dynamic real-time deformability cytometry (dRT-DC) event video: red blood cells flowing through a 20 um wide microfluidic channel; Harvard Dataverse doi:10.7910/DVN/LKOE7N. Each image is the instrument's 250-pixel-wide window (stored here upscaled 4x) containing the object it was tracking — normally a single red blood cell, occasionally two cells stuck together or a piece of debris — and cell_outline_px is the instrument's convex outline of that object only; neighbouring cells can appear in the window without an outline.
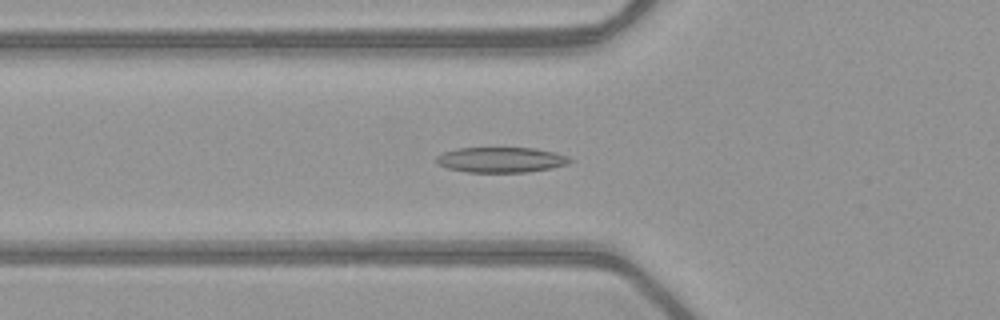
{"species": "common noctule bat (a hibernating species)", "species_latin": "Nyctalus noctula", "temperature_condition": "warm", "stored_images_in_passage": 51, "camera_frame_rate_fps": 3000, "um_per_image_px": 0.085, "animal": {"sex": "female", "body_mass_g": 21.9}, "frame": {"image": 1, "passage_image": 18, "time_ms": 5.667, "image_size_px": [1000, 320], "cell_outline_px": [[572, 160], [568, 164], [552, 168], [528, 172], [468, 172], [448, 168], [436, 164], [436, 156], [444, 152], [456, 148], [536, 148], [568, 156]], "centroid_in_image_um": [42.57, 13.58], "position_along_channel_um": 83.2, "area_um2": 19.71}}
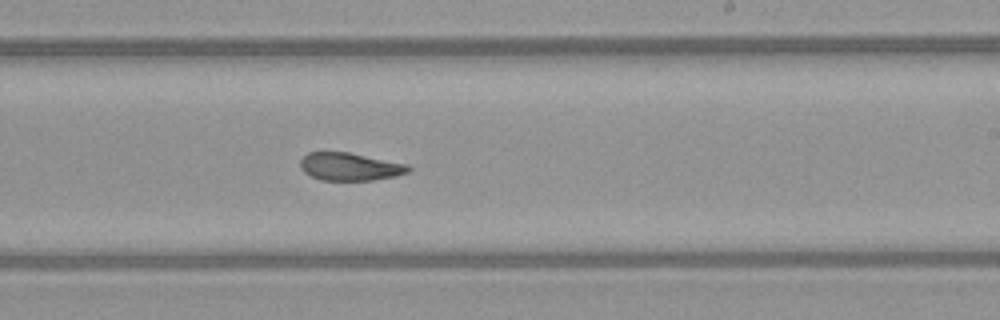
{"frame": {"image": 2, "passage_image": 31, "time_ms": 10.0, "image_size_px": [1000, 320], "cell_outline_px": [[412, 168], [408, 172], [396, 176], [372, 180], [320, 180], [304, 172], [300, 168], [300, 160], [308, 152], [348, 152], [408, 164]], "centroid_in_image_um": [29.74, 14.16], "position_along_channel_um": 259.3, "area_um2": 17.51}}
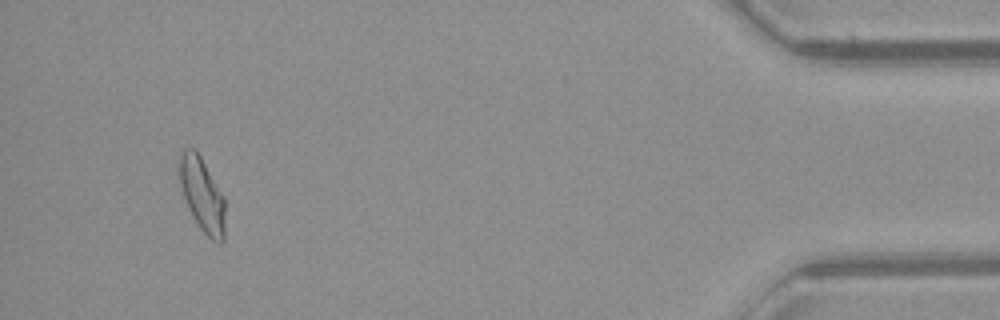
{"frame": {"image": 3, "passage_image": 48, "time_ms": 15.667, "image_size_px": [1000, 320], "cell_outline_px": [[224, 240], [220, 244], [212, 240], [200, 228], [192, 216], [188, 208], [180, 184], [176, 168], [176, 160], [180, 152], [184, 148], [196, 148], [224, 196]], "centroid_in_image_um": [17.13, 16.47], "position_along_channel_um": 418.1, "area_um2": 20.17}, "authors_computed_cell_mechanics": {"area_um2": 19.3052, "velocity_mm_per_s": 4.042, "shape_relaxation_time_tau1_ms": 6.5939, "shape_relaxation_time_tau2_ms": 2.4822, "deformation_change_tau1": 0.1889, "deformation_change_tau2": 0.1011}}